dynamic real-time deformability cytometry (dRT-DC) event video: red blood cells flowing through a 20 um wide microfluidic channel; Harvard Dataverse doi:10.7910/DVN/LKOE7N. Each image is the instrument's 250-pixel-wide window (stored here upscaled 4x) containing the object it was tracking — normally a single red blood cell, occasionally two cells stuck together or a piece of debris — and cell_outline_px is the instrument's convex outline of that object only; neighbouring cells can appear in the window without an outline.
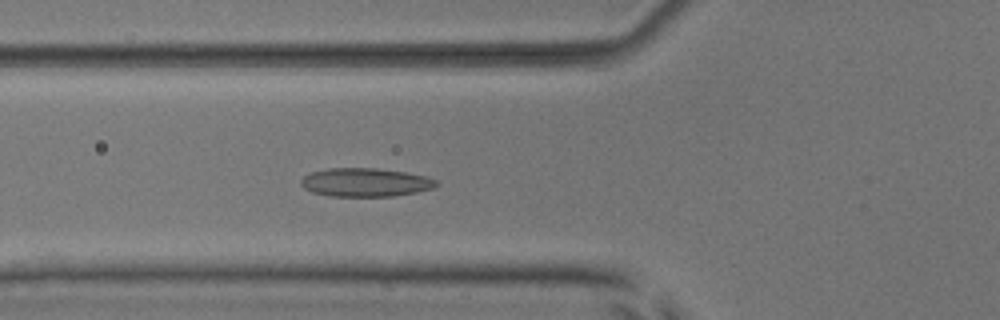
{"species": "common noctule bat (a hibernating species)", "species_latin": "Nyctalus noctula", "temperature_condition": "room temperature", "stored_images_in_passage": 41, "camera_frame_rate_fps": 3000, "um_per_image_px": 0.085, "animal": {"sex": "male", "body_mass_g": 17.9, "forearm_length_mm": 54.2}, "frame": {"image": 1, "passage_image": 9, "time_ms": 2.667, "image_size_px": [1000, 320], "cell_outline_px": [[440, 184], [432, 188], [416, 192], [392, 196], [328, 196], [312, 192], [304, 188], [300, 184], [300, 180], [304, 176], [312, 172], [332, 168], [376, 168], [404, 172], [428, 176], [436, 180]], "centroid_in_image_um": [31.06, 15.5], "position_along_channel_um": 94.7, "area_um2": 22.48}}
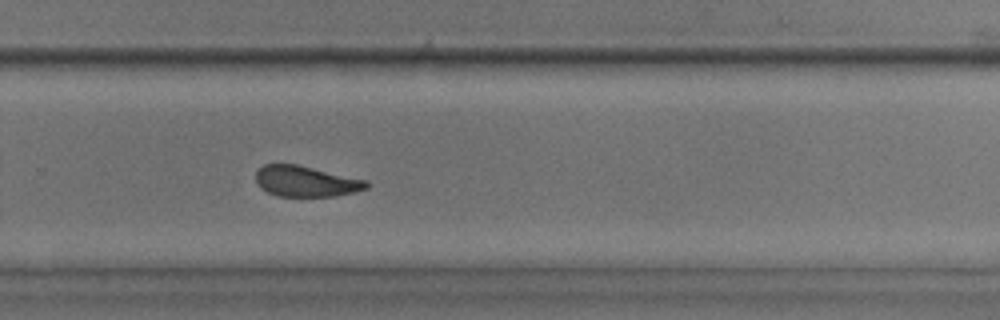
{"frame": {"image": 2, "passage_image": 25, "time_ms": 8.0, "image_size_px": [1000, 320], "cell_outline_px": [[368, 188], [356, 192], [332, 196], [280, 196], [268, 192], [260, 188], [256, 184], [256, 172], [264, 164], [296, 164], [368, 180]], "centroid_in_image_um": [26.0, 15.41], "position_along_channel_um": 303.8, "area_um2": 19.83}}
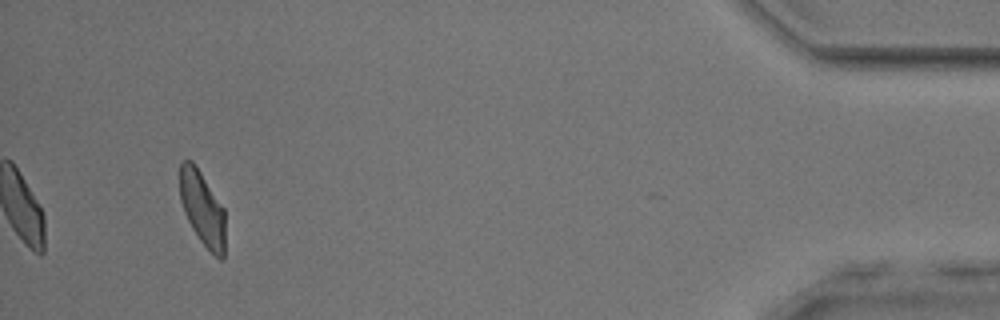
{"frame": {"image": 3, "passage_image": 39, "time_ms": 12.667, "image_size_px": [1000, 320], "cell_outline_px": [[224, 260], [220, 260], [200, 240], [192, 228], [184, 212], [180, 200], [180, 164], [184, 160], [192, 160], [224, 208]], "centroid_in_image_um": [17.19, 17.71], "position_along_channel_um": 418.0, "area_um2": 19.36}, "authors_computed_cell_mechanics": {"area_um2": 20.8658, "velocity_mm_per_s": 3.9301, "shape_relaxation_time_tau1_ms": null, "shape_relaxation_time_tau2_ms": 2.5455, "deformation_change_tau1": null, "deformation_change_tau2": 0.0969}}